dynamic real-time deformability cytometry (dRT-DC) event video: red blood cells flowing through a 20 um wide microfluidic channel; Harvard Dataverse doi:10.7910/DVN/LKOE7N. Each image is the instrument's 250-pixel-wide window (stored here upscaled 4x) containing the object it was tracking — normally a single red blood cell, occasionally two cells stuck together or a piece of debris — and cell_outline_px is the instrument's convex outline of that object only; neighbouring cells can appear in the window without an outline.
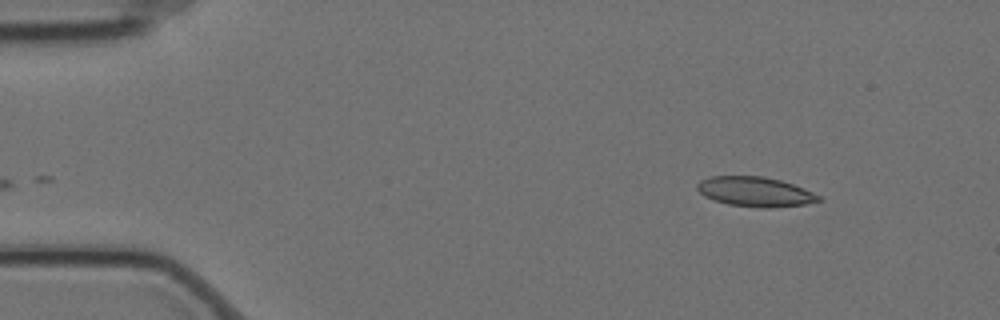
{"species": "Egyptian fruit bat (a non-hibernating species)", "species_latin": "Rousettus aegyptiacus", "temperature_condition": "cold", "stored_images_in_passage": 9, "camera_frame_rate_fps": 3000, "um_per_image_px": 0.085, "animal": {"sex": "female"}, "frame": {"image": 1, "passage_image": 1, "time_ms": 0.0, "image_size_px": [1000, 320], "cell_outline_px": [[824, 200], [804, 204], [772, 208], [760, 208], [728, 204], [712, 200], [704, 196], [696, 188], [696, 184], [700, 180], [712, 176], [764, 176], [780, 180], [804, 188], [820, 196]], "centroid_in_image_um": [64.17, 16.3], "position_along_channel_um": 20.8, "area_um2": 21.15}}